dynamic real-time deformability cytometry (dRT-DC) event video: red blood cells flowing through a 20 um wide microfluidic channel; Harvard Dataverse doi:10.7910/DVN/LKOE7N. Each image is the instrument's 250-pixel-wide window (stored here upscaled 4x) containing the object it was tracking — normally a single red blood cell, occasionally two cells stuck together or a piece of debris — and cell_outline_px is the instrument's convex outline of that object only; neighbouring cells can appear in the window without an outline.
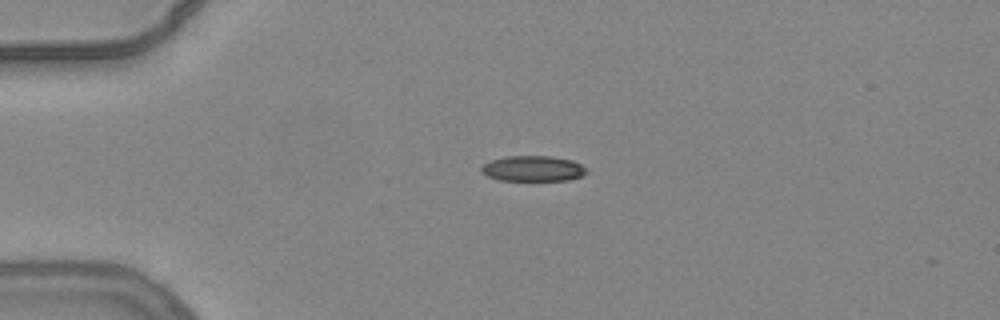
{"species": "common noctule bat (a hibernating species)", "species_latin": "Nyctalus noctula", "temperature_condition": "warm", "stored_images_in_passage": 42, "camera_frame_rate_fps": 3000, "um_per_image_px": 0.085, "animal": {"sex": "female", "body_mass_g": 24.6, "forearm_length_mm": 56.2}, "frame": {"image": 1, "passage_image": 1, "time_ms": 0.0, "image_size_px": [1000, 320], "cell_outline_px": [[588, 172], [580, 176], [568, 180], [500, 180], [488, 176], [480, 172], [480, 168], [484, 164], [492, 160], [508, 156], [552, 156], [572, 160], [580, 164]], "centroid_in_image_um": [45.29, 14.32], "position_along_channel_um": 39.7, "area_um2": 15.49}}
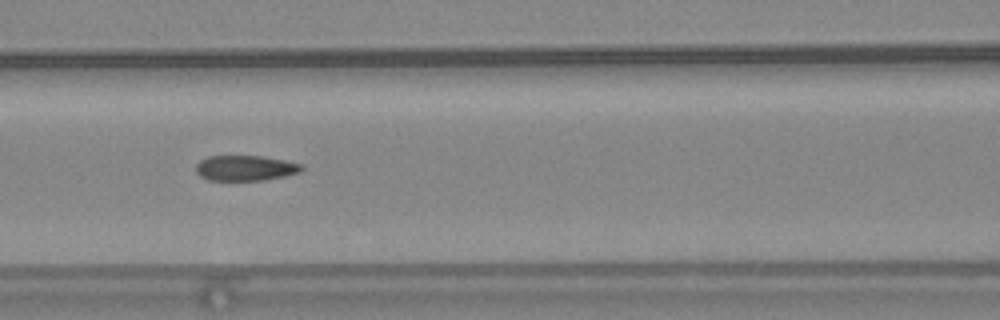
{"frame": {"image": 2, "passage_image": 12, "time_ms": 3.667, "image_size_px": [1000, 320], "cell_outline_px": [[304, 168], [300, 172], [284, 176], [264, 180], [208, 180], [200, 176], [196, 172], [196, 164], [200, 160], [208, 156], [264, 156], [304, 164]], "centroid_in_image_um": [20.87, 14.28], "position_along_channel_um": 145.7, "area_um2": 15.72}}
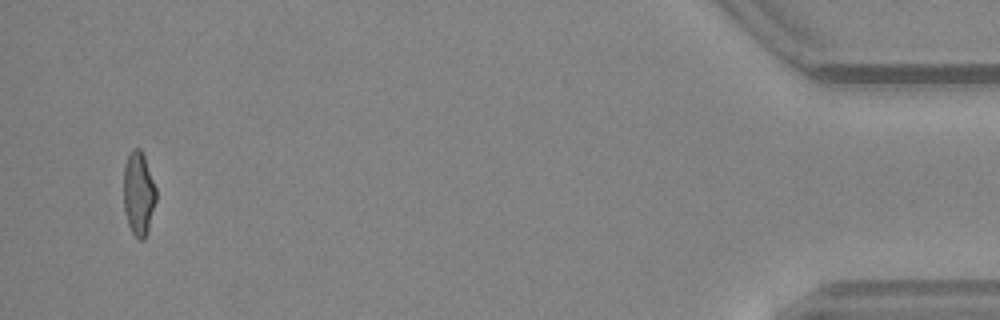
{"frame": {"image": 3, "passage_image": 40, "time_ms": 13.0, "image_size_px": [1000, 320], "cell_outline_px": [[156, 200], [148, 232], [144, 240], [140, 240], [132, 232], [128, 224], [124, 212], [124, 164], [128, 152], [132, 148], [140, 148], [144, 156], [156, 188]], "centroid_in_image_um": [11.77, 16.44], "position_along_channel_um": 423.4, "area_um2": 16.01}, "authors_computed_cell_mechanics": {"area_um2": 16.3863, "velocity_mm_per_s": 3.8531, "shape_relaxation_time_tau1_ms": null, "shape_relaxation_time_tau2_ms": 1.474, "deformation_change_tau1": null, "deformation_change_tau2": 0.0835}}